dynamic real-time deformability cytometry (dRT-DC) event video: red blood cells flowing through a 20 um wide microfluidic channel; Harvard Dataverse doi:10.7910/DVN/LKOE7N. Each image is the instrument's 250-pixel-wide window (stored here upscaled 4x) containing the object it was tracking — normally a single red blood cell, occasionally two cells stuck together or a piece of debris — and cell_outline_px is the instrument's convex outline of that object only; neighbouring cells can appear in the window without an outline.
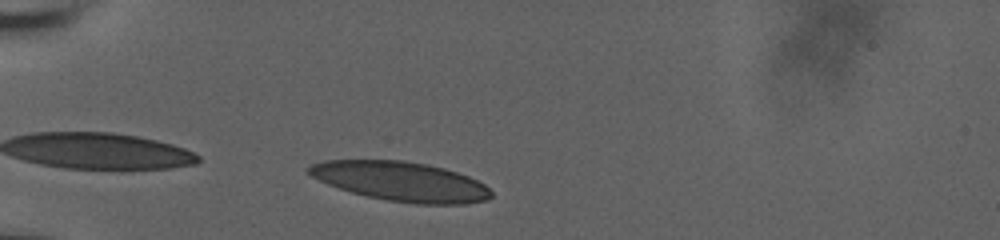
{"species": "human", "species_latin": "Homo sapiens", "temperature_condition": "room temperature", "stored_images_in_passage": 33, "camera_frame_rate_fps": 3000, "um_per_image_px": 0.085, "donor": {"sex": "male"}, "frame": {"image": 1, "passage_image": 2, "time_ms": 0.333, "image_size_px": [1000, 240], "cell_outline_px": [[492, 196], [488, 200], [464, 204], [416, 204], [388, 200], [368, 196], [352, 192], [328, 184], [312, 176], [304, 168], [312, 164], [324, 160], [404, 160], [428, 164], [444, 168], [468, 176], [484, 184], [492, 192]], "centroid_in_image_um": [34.09, 15.41], "position_along_channel_um": 50.9, "area_um2": 41.85}}
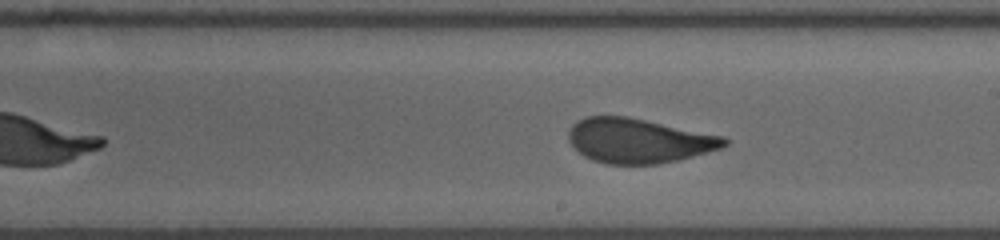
{"frame": {"image": 2, "passage_image": 19, "time_ms": 6.0, "image_size_px": [1000, 240], "cell_outline_px": [[728, 144], [724, 148], [676, 160], [656, 164], [608, 164], [592, 160], [584, 156], [568, 140], [568, 132], [572, 124], [588, 116], [628, 116], [724, 136], [728, 140]], "centroid_in_image_um": [54.3, 11.95], "position_along_channel_um": 234.7, "area_um2": 40.4}}
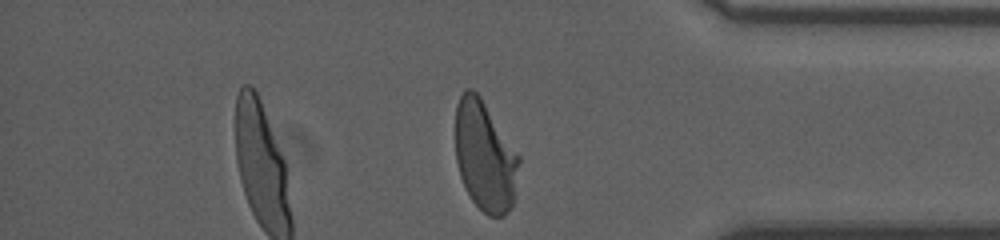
{"frame": {"image": 3, "passage_image": 33, "time_ms": 10.667, "image_size_px": [1000, 240], "cell_outline_px": [[520, 160], [512, 208], [504, 216], [488, 216], [472, 200], [460, 176], [456, 160], [456, 104], [464, 88], [472, 88], [480, 96], [520, 156]], "centroid_in_image_um": [41.22, 13.27], "position_along_channel_um": 394.0, "area_um2": 40.69}, "authors_computed_cell_mechanics": {"area_um2": 41.1536, "velocity_mm_per_s": 3.7225, "shape_relaxation_time_tau1_ms": 6.603, "shape_relaxation_time_tau2_ms": 0.7486, "deformation_change_tau1": 0.2257, "deformation_change_tau2": 0.0764}}